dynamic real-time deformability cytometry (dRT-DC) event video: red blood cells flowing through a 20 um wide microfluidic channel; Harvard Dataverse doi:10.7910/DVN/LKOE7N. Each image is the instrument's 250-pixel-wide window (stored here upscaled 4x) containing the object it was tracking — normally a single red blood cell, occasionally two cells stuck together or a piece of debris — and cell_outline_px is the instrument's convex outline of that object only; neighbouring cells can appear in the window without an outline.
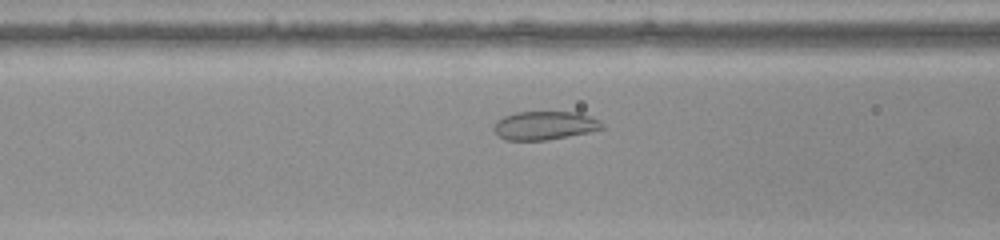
{"species": "common noctule bat (a hibernating species)", "species_latin": "Nyctalus noctula", "temperature_condition": "warm", "stored_images_in_passage": 34, "camera_frame_rate_fps": 3000, "um_per_image_px": 0.085, "animal": {"sex": "female", "body_mass_g": 22.0, "forearm_length_mm": 56.7}, "frame": {"image": 1, "passage_image": 12, "time_ms": 3.667, "image_size_px": [1000, 240], "cell_outline_px": [[604, 128], [588, 132], [568, 136], [544, 140], [504, 140], [496, 132], [496, 120], [504, 116], [516, 112], [576, 112], [600, 120], [604, 124]], "centroid_in_image_um": [46.32, 10.66], "position_along_channel_um": 120.3, "area_um2": 17.74}}
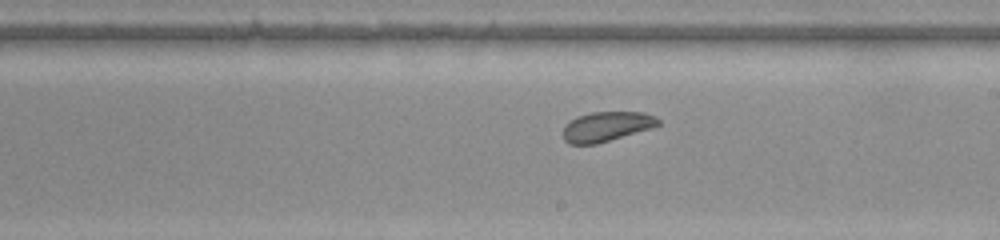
{"frame": {"image": 2, "passage_image": 21, "time_ms": 6.667, "image_size_px": [1000, 240], "cell_outline_px": [[660, 124], [652, 128], [596, 144], [568, 144], [564, 140], [564, 124], [576, 116], [592, 112], [644, 112], [656, 116], [660, 120]], "centroid_in_image_um": [51.56, 10.74], "position_along_channel_um": 237.4, "area_um2": 16.59}}
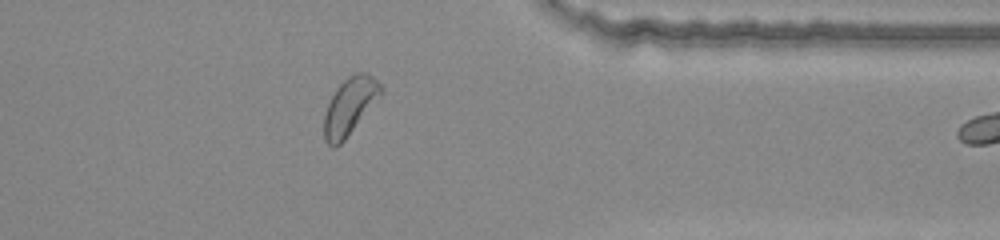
{"frame": {"image": 3, "passage_image": 33, "time_ms": 10.667, "image_size_px": [1000, 240], "cell_outline_px": [[384, 92], [344, 140], [336, 148], [332, 148], [324, 140], [324, 116], [328, 104], [336, 88], [348, 76], [356, 72], [364, 72], [372, 76], [384, 88]], "centroid_in_image_um": [29.73, 9.03], "position_along_channel_um": 381.7, "area_um2": 18.79}}